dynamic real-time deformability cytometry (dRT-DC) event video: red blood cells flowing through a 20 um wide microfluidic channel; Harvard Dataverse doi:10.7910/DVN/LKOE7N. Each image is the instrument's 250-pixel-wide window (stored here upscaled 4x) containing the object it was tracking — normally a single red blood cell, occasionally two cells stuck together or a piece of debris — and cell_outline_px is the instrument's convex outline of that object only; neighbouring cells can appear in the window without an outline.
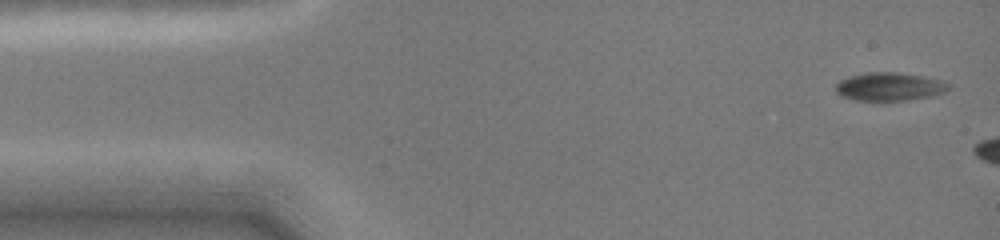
{"species": "common noctule bat (a hibernating species)", "species_latin": "Nyctalus noctula", "temperature_condition": "cold", "stored_images_in_passage": 1, "camera_frame_rate_fps": 3000, "um_per_image_px": 0.085, "animal": {"sex": "female", "body_mass_g": 19.0, "forearm_length_mm": 51.5}, "frame": {"image": 1, "passage_image": 1, "time_ms": 0.0, "image_size_px": [1000, 240], "cell_outline_px": [[948, 88], [944, 92], [932, 96], [908, 100], [852, 100], [840, 96], [836, 92], [836, 84], [840, 80], [848, 76], [868, 72], [896, 72], [924, 76], [940, 80], [948, 84]], "centroid_in_image_um": [75.56, 7.36], "position_along_channel_um": 9.4, "area_um2": 18.55}}